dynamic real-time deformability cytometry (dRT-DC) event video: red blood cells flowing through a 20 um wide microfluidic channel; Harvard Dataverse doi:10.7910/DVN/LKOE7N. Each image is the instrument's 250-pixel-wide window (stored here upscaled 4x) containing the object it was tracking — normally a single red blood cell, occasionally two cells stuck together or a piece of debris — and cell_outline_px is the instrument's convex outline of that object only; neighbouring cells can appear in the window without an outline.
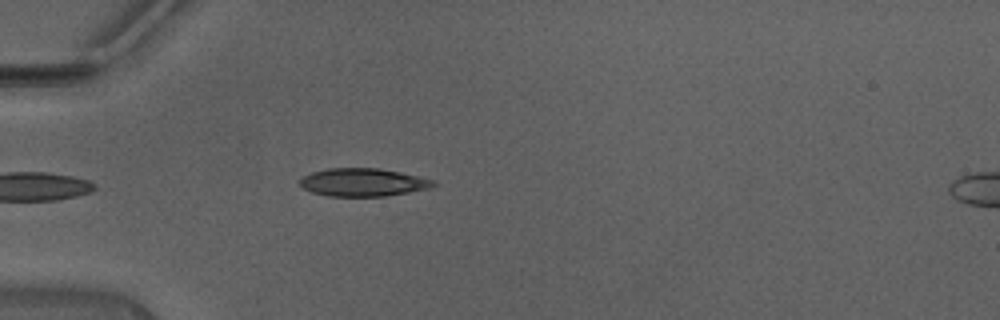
{"species": "Egyptian fruit bat (a non-hibernating species)", "species_latin": "Rousettus aegyptiacus", "temperature_condition": "warm", "stored_images_in_passage": 8, "camera_frame_rate_fps": 3000, "um_per_image_px": 0.085, "animal": {"sex": "male"}, "frame": {"image": 1, "passage_image": 4, "time_ms": 1.0, "image_size_px": [1000, 320], "cell_outline_px": [[436, 184], [428, 188], [408, 192], [384, 196], [328, 196], [312, 192], [304, 188], [300, 184], [300, 180], [304, 176], [312, 172], [328, 168], [380, 168], [400, 172], [436, 180]], "centroid_in_image_um": [30.86, 15.49], "position_along_channel_um": 54.1, "area_um2": 21.62}}